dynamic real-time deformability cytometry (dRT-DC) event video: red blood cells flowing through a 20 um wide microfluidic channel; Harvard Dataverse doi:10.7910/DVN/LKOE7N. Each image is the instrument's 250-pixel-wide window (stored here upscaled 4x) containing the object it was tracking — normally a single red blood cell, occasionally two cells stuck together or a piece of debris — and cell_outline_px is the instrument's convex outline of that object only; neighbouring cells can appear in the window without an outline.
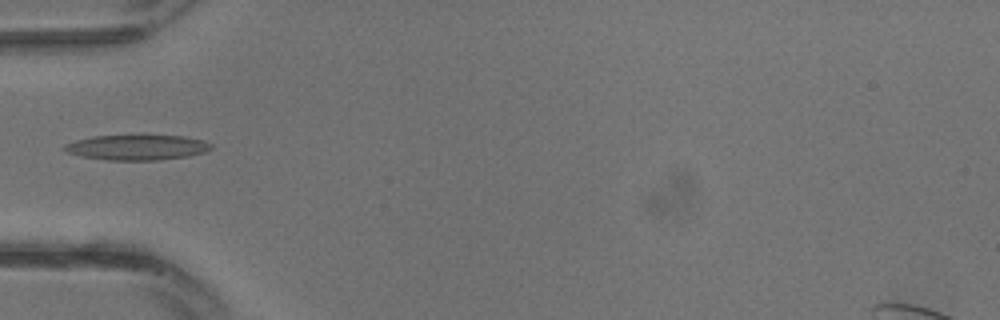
{"species": "common noctule bat (a hibernating species)", "species_latin": "Nyctalus noctula", "temperature_condition": "warm", "stored_images_in_passage": 21, "camera_frame_rate_fps": 3000, "um_per_image_px": 0.085, "animal": {"sex": "male", "body_mass_g": 13.3}, "frame": {"image": 1, "passage_image": 1, "time_ms": 0.0, "image_size_px": [1000, 320], "cell_outline_px": [[212, 148], [204, 152], [188, 156], [160, 160], [104, 160], [80, 156], [68, 152], [60, 148], [64, 144], [76, 140], [92, 136], [140, 132], [184, 136], [204, 140], [212, 144]], "centroid_in_image_um": [11.63, 12.47], "position_along_channel_um": 73.4, "area_um2": 22.89}}
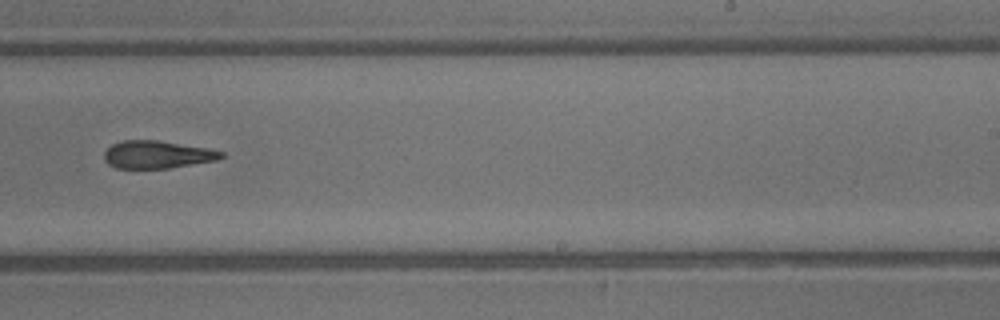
{"frame": {"image": 2, "passage_image": 10, "time_ms": 3.0, "image_size_px": [1000, 320], "cell_outline_px": [[224, 156], [216, 160], [168, 168], [116, 168], [108, 164], [104, 160], [104, 152], [112, 144], [124, 140], [156, 140], [208, 148], [224, 152]], "centroid_in_image_um": [13.34, 13.13], "position_along_channel_um": 275.7, "area_um2": 18.73}}